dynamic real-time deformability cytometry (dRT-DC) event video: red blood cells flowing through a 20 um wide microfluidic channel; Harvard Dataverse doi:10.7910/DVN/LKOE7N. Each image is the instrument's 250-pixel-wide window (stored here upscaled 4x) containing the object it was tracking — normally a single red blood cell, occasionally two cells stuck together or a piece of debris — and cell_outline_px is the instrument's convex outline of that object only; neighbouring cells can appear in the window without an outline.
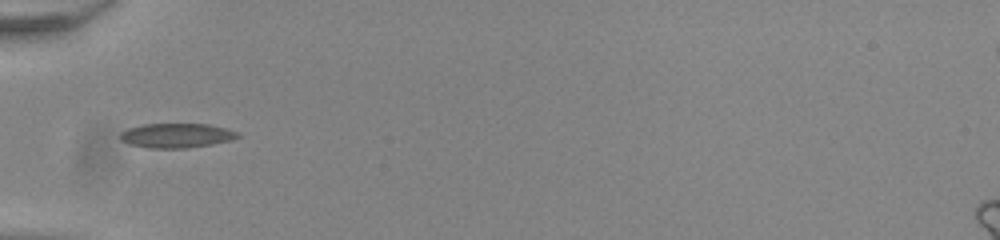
{"species": "common noctule bat (a hibernating species)", "species_latin": "Nyctalus noctula", "temperature_condition": "room temperature", "stored_images_in_passage": 35, "camera_frame_rate_fps": 3000, "um_per_image_px": 0.085, "animal": {"sex": "male", "body_mass_g": 20.0, "forearm_length_mm": 53.3}, "frame": {"image": 1, "passage_image": 1, "time_ms": 0.0, "image_size_px": [1000, 240], "cell_outline_px": [[240, 136], [232, 140], [212, 144], [184, 148], [148, 148], [132, 144], [120, 140], [120, 132], [128, 128], [144, 124], [208, 124], [240, 132]], "centroid_in_image_um": [15.01, 11.51], "position_along_channel_um": 70.0, "area_um2": 16.7}}
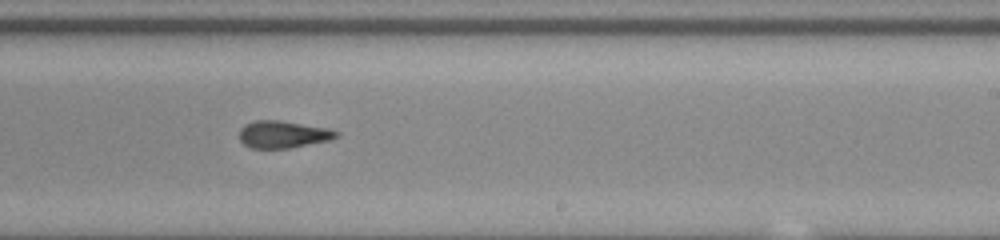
{"frame": {"image": 2, "passage_image": 16, "time_ms": 5.0, "image_size_px": [1000, 240], "cell_outline_px": [[340, 136], [332, 140], [288, 148], [248, 148], [240, 140], [240, 128], [244, 124], [256, 120], [280, 120], [328, 128], [340, 132]], "centroid_in_image_um": [24.08, 11.42], "position_along_channel_um": 264.9, "area_um2": 15.55}}
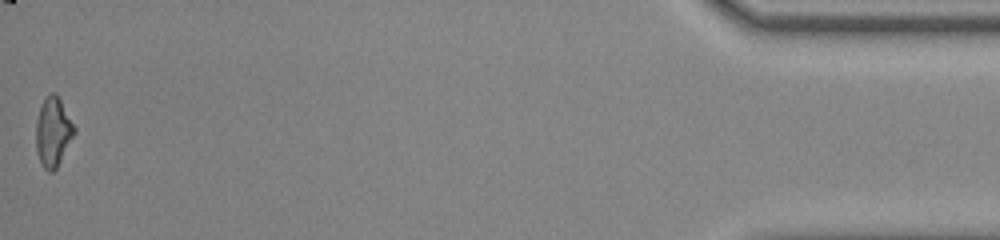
{"frame": {"image": 3, "passage_image": 35, "time_ms": 11.333, "image_size_px": [1000, 240], "cell_outline_px": [[76, 132], [56, 168], [52, 172], [48, 172], [44, 168], [36, 152], [36, 120], [44, 96], [48, 92], [52, 92], [60, 100], [76, 128]], "centroid_in_image_um": [4.5, 11.2], "position_along_channel_um": 430.7, "area_um2": 15.37}, "authors_computed_cell_mechanics": {"area_um2": 15.4904, "velocity_mm_per_s": 3.9323, "shape_relaxation_time_tau1_ms": null, "shape_relaxation_time_tau2_ms": 2.9749, "deformation_change_tau1": null, "deformation_change_tau2": 0.0986}}